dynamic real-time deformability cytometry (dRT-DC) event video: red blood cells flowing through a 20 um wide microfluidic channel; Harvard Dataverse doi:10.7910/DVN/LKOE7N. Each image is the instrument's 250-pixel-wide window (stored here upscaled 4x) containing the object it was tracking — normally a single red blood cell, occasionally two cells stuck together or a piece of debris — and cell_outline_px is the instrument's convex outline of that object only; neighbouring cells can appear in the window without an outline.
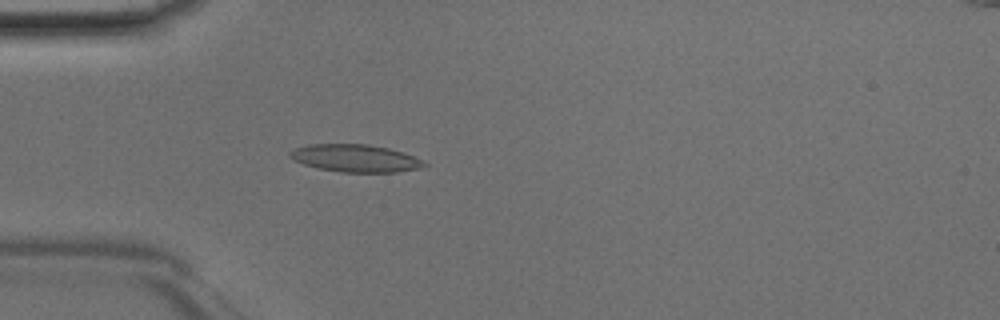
{"species": "Egyptian fruit bat (a non-hibernating species)", "species_latin": "Rousettus aegyptiacus", "temperature_condition": "room temperature", "stored_images_in_passage": 47, "camera_frame_rate_fps": 3000, "um_per_image_px": 0.085, "animal": {"sex": "male"}, "frame": {"image": 1, "passage_image": 14, "time_ms": 4.333, "image_size_px": [1000, 320], "cell_outline_px": [[428, 164], [416, 168], [396, 172], [340, 172], [320, 168], [304, 164], [292, 160], [288, 156], [288, 152], [296, 148], [308, 144], [368, 144], [388, 148], [424, 160]], "centroid_in_image_um": [30.15, 13.44], "position_along_channel_um": 54.8, "area_um2": 21.33}}
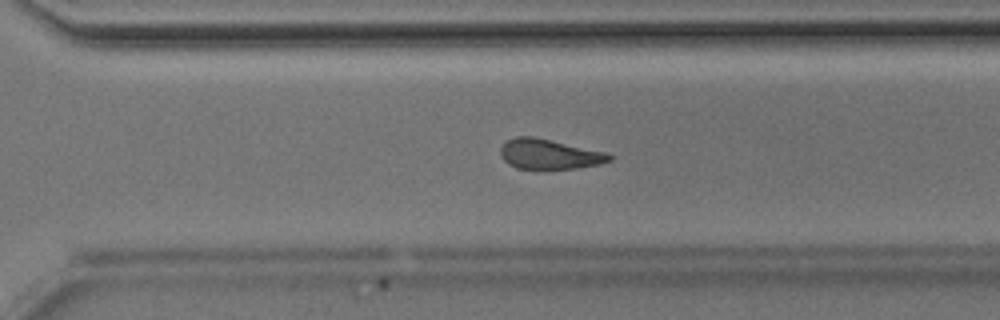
{"frame": {"image": 2, "passage_image": 33, "time_ms": 10.667, "image_size_px": [1000, 320], "cell_outline_px": [[612, 160], [600, 164], [576, 168], [544, 172], [516, 168], [508, 164], [500, 156], [500, 148], [508, 140], [516, 136], [532, 136], [608, 152], [612, 156]], "centroid_in_image_um": [46.68, 13.15], "position_along_channel_um": 323.9, "area_um2": 19.83}}
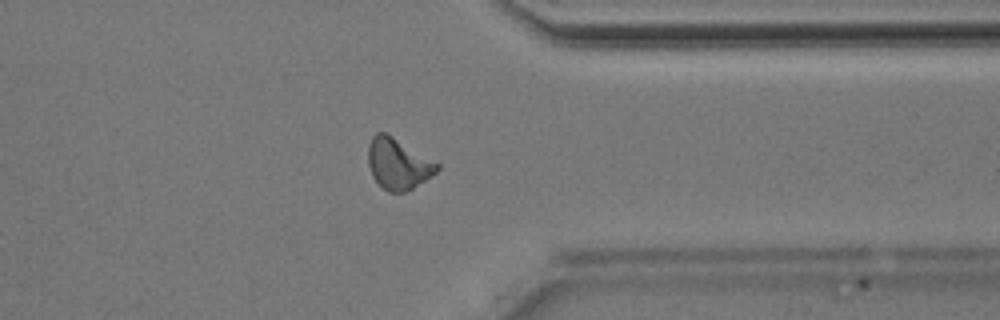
{"frame": {"image": 3, "passage_image": 37, "time_ms": 12.0, "image_size_px": [1000, 320], "cell_outline_px": [[440, 168], [436, 172], [412, 188], [404, 192], [388, 192], [372, 176], [368, 164], [368, 144], [372, 136], [376, 132], [384, 132], [440, 164]], "centroid_in_image_um": [33.81, 13.92], "position_along_channel_um": 377.6, "area_um2": 20.06}}